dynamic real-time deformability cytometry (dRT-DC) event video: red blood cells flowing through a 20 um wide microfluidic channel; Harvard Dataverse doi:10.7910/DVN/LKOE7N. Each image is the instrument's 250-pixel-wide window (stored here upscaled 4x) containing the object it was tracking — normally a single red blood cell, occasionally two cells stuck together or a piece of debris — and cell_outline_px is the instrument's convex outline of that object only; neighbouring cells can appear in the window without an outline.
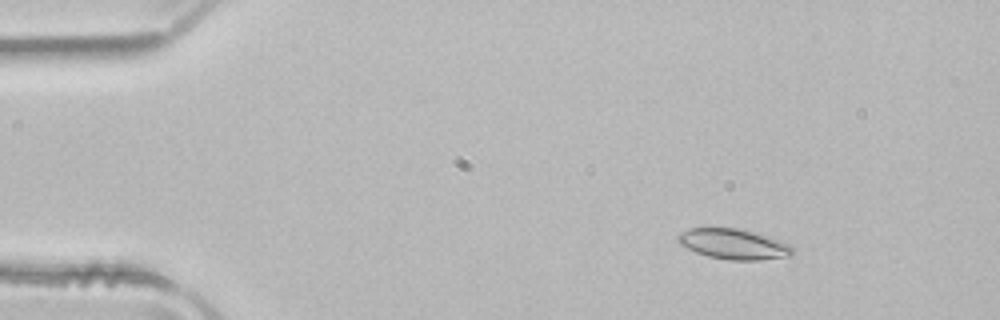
{"species": "common noctule bat (a hibernating species)", "species_latin": "Nyctalus noctula", "temperature_condition": "room temperature", "stored_images_in_passage": 51, "camera_frame_rate_fps": 3000, "um_per_image_px": 0.085, "animal": {"sex": "male", "body_mass_g": 21.5, "forearm_length_mm": 52.0}, "frame": {"image": 1, "passage_image": 7, "time_ms": 2.0, "image_size_px": [1000, 320], "cell_outline_px": [[792, 256], [760, 260], [728, 260], [708, 256], [696, 252], [680, 244], [676, 240], [676, 236], [680, 232], [688, 228], [736, 228], [752, 232], [788, 244], [792, 248]], "centroid_in_image_um": [62.29, 20.75], "position_along_channel_um": 22.7, "area_um2": 20.0}}
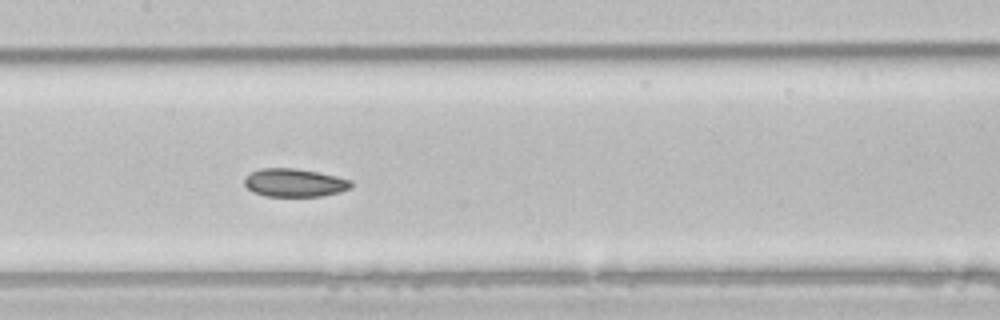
{"frame": {"image": 2, "passage_image": 25, "time_ms": 8.0, "image_size_px": [1000, 320], "cell_outline_px": [[352, 188], [340, 192], [324, 196], [264, 196], [252, 192], [244, 184], [244, 176], [260, 168], [296, 168], [336, 176], [352, 180]], "centroid_in_image_um": [25.03, 15.53], "position_along_channel_um": 182.4, "area_um2": 17.69}}
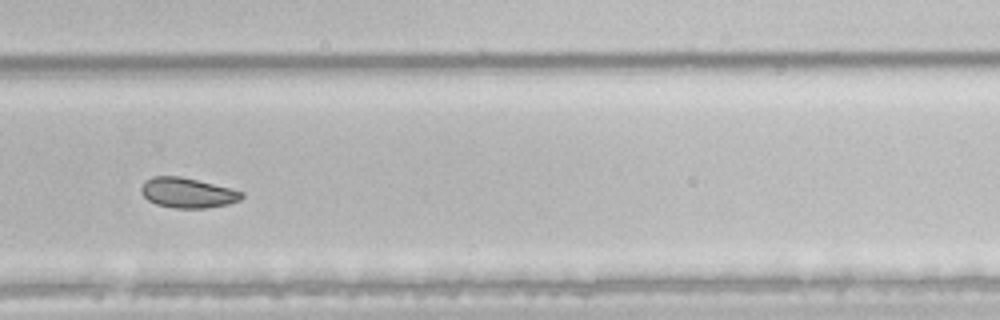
{"frame": {"image": 3, "passage_image": 35, "time_ms": 11.333, "image_size_px": [1000, 320], "cell_outline_px": [[244, 196], [240, 200], [228, 204], [204, 208], [176, 208], [156, 204], [148, 200], [140, 192], [140, 188], [144, 180], [152, 176], [180, 176], [244, 192]], "centroid_in_image_um": [15.9, 16.39], "position_along_channel_um": 313.9, "area_um2": 17.51}, "authors_computed_cell_mechanics": {"area_um2": 19.8832, "velocity_mm_per_s": 3.9698, "shape_relaxation_time_tau1_ms": 6.8367, "shape_relaxation_time_tau2_ms": 3.0153, "deformation_change_tau1": 0.067, "deformation_change_tau2": 0.0431}}